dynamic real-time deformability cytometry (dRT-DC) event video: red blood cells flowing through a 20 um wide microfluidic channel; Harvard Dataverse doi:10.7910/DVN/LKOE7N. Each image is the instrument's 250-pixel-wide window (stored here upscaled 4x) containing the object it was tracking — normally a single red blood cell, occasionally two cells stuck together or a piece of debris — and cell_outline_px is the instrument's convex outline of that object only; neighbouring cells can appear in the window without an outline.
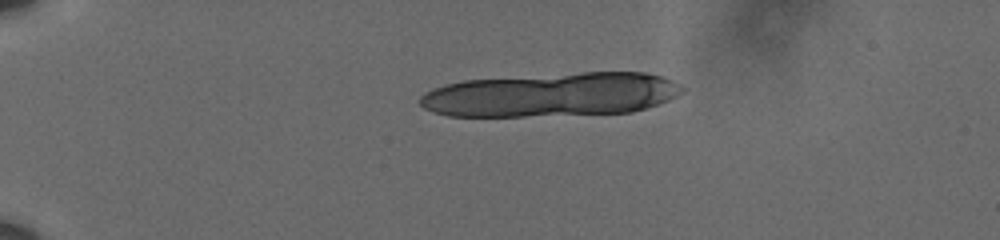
{"species": "human", "species_latin": "Homo sapiens", "temperature_condition": "cold", "stored_images_in_passage": 10, "camera_frame_rate_fps": 3000, "um_per_image_px": 0.085, "donor": {"sex": "male"}, "frame": {"image": 1, "passage_image": 1, "time_ms": 0.0, "image_size_px": [1000, 240], "cell_outline_px": [[684, 92], [668, 100], [632, 112], [524, 116], [448, 116], [432, 112], [424, 108], [420, 104], [420, 96], [424, 92], [448, 84], [464, 80], [584, 72], [644, 72], [660, 76], [680, 84], [684, 88]], "centroid_in_image_um": [46.87, 8.05], "position_along_channel_um": 38.1, "area_um2": 66.76}}
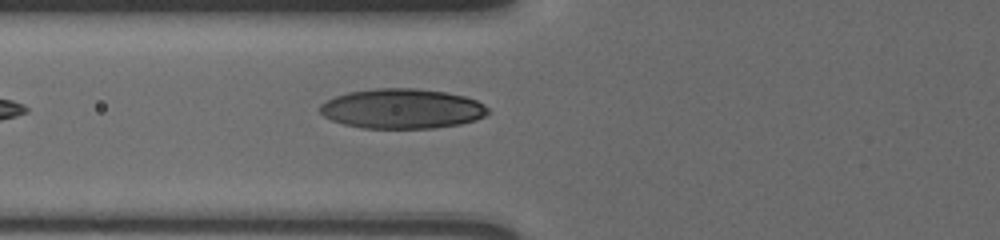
{"frame": {"image": 2, "passage_image": 10, "time_ms": 3.0, "image_size_px": [1000, 240], "cell_outline_px": [[488, 112], [484, 116], [476, 120], [460, 124], [432, 128], [364, 128], [344, 124], [332, 120], [324, 116], [320, 112], [320, 104], [336, 96], [348, 92], [376, 88], [416, 88], [444, 92], [464, 96], [476, 100], [484, 104], [488, 108]], "centroid_in_image_um": [34.18, 9.24], "position_along_channel_um": 91.6, "area_um2": 38.9}}